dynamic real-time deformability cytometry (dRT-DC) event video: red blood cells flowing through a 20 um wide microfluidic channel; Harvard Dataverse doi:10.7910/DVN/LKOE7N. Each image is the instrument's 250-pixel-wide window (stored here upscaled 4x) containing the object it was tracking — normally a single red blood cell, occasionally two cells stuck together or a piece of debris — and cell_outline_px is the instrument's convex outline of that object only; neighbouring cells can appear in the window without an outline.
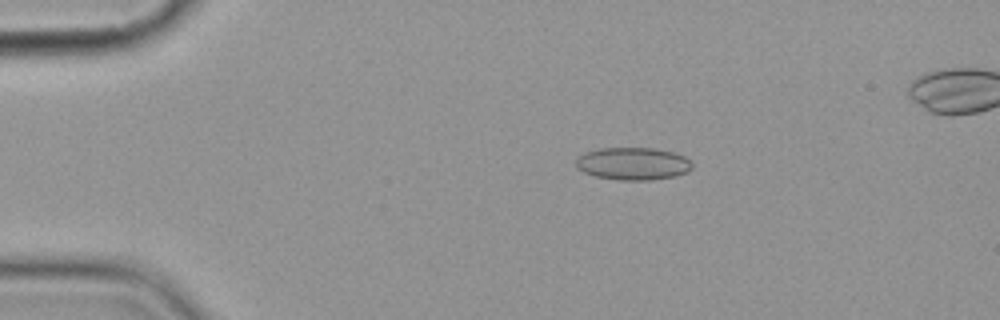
{"species": "common noctule bat (a hibernating species)", "species_latin": "Nyctalus noctula", "temperature_condition": "cold", "stored_images_in_passage": 6, "camera_frame_rate_fps": 3000, "um_per_image_px": 0.085, "animal": {"sex": "female", "body_mass_g": 19.9}, "frame": {"image": 1, "passage_image": 3, "time_ms": 2.333, "image_size_px": [1000, 320], "cell_outline_px": [[692, 168], [688, 172], [676, 176], [648, 180], [620, 180], [596, 176], [584, 172], [576, 168], [576, 160], [584, 152], [600, 148], [652, 148], [672, 152], [684, 156], [692, 160]], "centroid_in_image_um": [53.82, 13.91], "position_along_channel_um": 31.2, "area_um2": 22.08}}
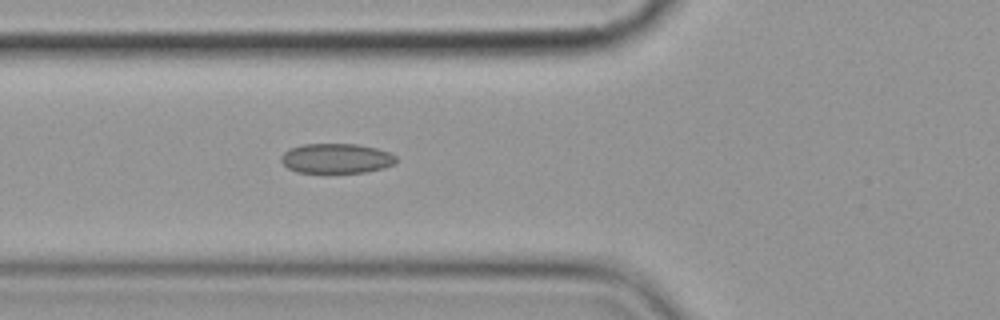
{"frame": {"image": 2, "passage_image": 6, "time_ms": 5.667, "image_size_px": [1000, 320], "cell_outline_px": [[396, 164], [384, 168], [364, 172], [296, 172], [288, 168], [280, 160], [280, 156], [288, 148], [304, 144], [356, 144], [376, 148], [388, 152], [396, 156]], "centroid_in_image_um": [28.58, 13.46], "position_along_channel_um": 97.2, "area_um2": 20.0}}